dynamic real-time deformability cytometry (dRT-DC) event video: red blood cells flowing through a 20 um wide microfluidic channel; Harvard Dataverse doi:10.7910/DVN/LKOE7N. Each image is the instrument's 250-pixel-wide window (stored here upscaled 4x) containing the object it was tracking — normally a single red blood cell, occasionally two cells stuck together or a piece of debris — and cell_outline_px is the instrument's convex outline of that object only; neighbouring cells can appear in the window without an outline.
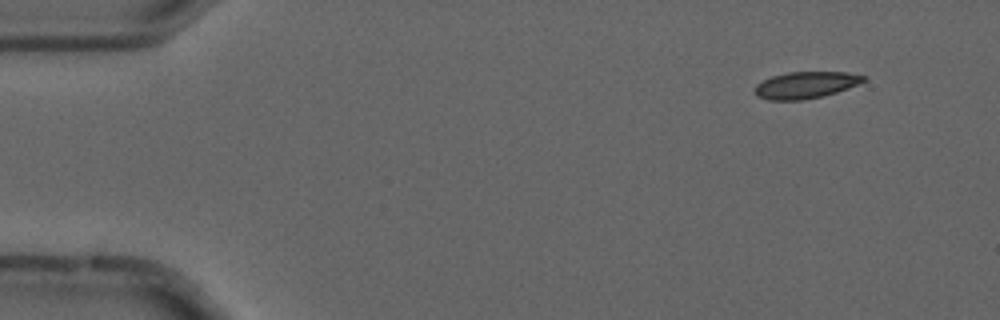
{"species": "common noctule bat (a hibernating species)", "species_latin": "Nyctalus noctula", "temperature_condition": "cold", "stored_images_in_passage": 55, "camera_frame_rate_fps": 3000, "um_per_image_px": 0.085, "animal": {"sex": "male", "forearm_length_mm": 52.5}, "frame": {"image": 1, "passage_image": 5, "time_ms": 1.333, "image_size_px": [1000, 320], "cell_outline_px": [[868, 80], [848, 88], [824, 96], [804, 100], [768, 100], [756, 96], [752, 88], [756, 84], [772, 76], [788, 72], [848, 72], [868, 76]], "centroid_in_image_um": [68.49, 7.23], "position_along_channel_um": 16.5, "area_um2": 17.22}}
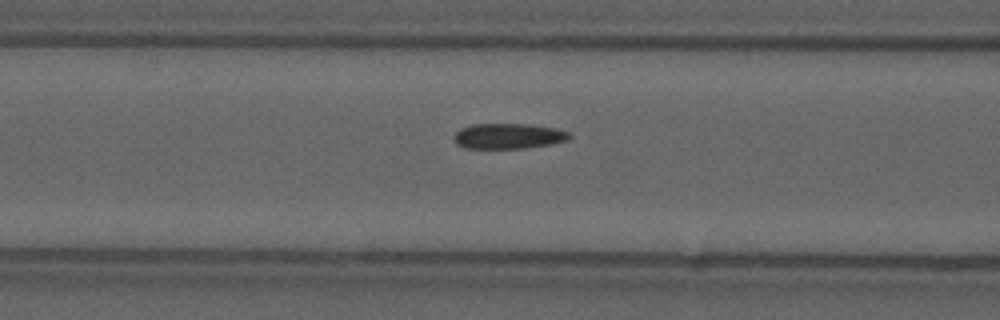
{"frame": {"image": 2, "passage_image": 22, "time_ms": 7.0, "image_size_px": [1000, 320], "cell_outline_px": [[572, 136], [568, 140], [552, 144], [528, 148], [464, 148], [456, 144], [452, 140], [452, 136], [460, 128], [472, 124], [528, 124], [556, 128], [568, 132]], "centroid_in_image_um": [43.19, 11.57], "position_along_channel_um": 123.4, "area_um2": 17.34}}
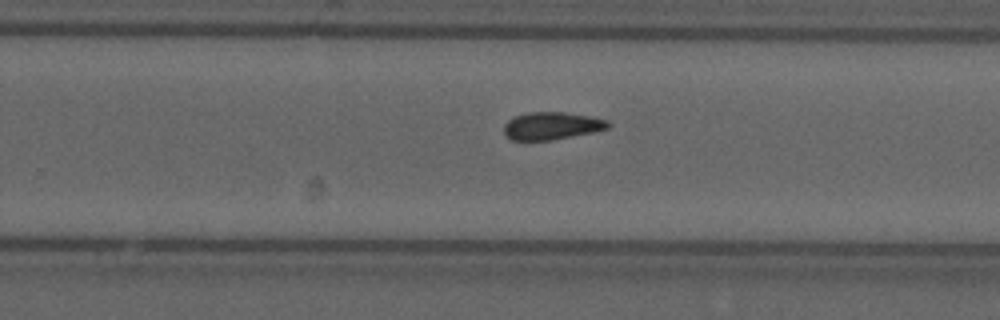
{"frame": {"image": 3, "passage_image": 35, "time_ms": 11.333, "image_size_px": [1000, 320], "cell_outline_px": [[608, 128], [592, 132], [552, 140], [512, 140], [504, 132], [504, 124], [512, 116], [528, 112], [564, 112], [588, 116], [608, 120]], "centroid_in_image_um": [46.85, 10.69], "position_along_channel_um": 283.0, "area_um2": 16.59}}